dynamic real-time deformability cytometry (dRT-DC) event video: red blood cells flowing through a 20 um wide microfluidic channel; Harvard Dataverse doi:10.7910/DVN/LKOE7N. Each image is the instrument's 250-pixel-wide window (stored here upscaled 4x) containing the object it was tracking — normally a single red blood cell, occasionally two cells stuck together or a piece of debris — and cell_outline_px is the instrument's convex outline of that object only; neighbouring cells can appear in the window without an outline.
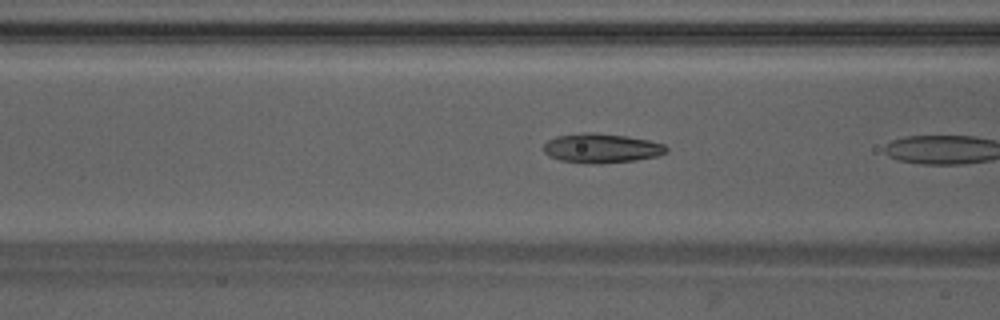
{"species": "Egyptian fruit bat (a non-hibernating species)", "species_latin": "Rousettus aegyptiacus", "temperature_condition": "warm", "stored_images_in_passage": 5, "camera_frame_rate_fps": 3000, "um_per_image_px": 0.085, "animal": {"sex": "male"}, "frame": {"image": 1, "passage_image": 4, "time_ms": 1.0, "image_size_px": [1000, 320], "cell_outline_px": [[668, 152], [656, 156], [636, 160], [600, 164], [588, 164], [560, 160], [548, 156], [544, 152], [544, 144], [548, 140], [556, 136], [588, 132], [592, 132], [628, 136], [648, 140], [664, 144], [668, 148]], "centroid_in_image_um": [51.12, 12.6], "position_along_channel_um": 115.5, "area_um2": 21.15}}